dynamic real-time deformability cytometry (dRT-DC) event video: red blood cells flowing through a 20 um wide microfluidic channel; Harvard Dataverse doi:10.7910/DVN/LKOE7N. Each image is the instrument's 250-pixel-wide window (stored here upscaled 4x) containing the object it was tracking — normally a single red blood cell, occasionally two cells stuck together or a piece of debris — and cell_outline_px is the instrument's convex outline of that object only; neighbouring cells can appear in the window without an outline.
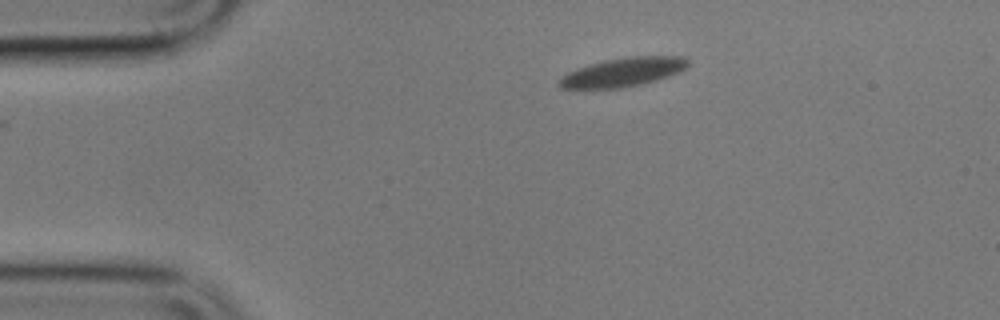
{"species": "common noctule bat (a hibernating species)", "species_latin": "Nyctalus noctula", "temperature_condition": "cold", "stored_images_in_passage": 2, "camera_frame_rate_fps": 3000, "um_per_image_px": 0.085, "animal": {"sex": "male", "body_mass_g": 17.9}, "frame": {"image": 1, "passage_image": 2, "time_ms": 2.0, "image_size_px": [1000, 320], "cell_outline_px": [[688, 68], [680, 72], [644, 84], [620, 88], [560, 88], [556, 84], [560, 76], [568, 72], [604, 60], [628, 56], [684, 56], [688, 60]], "centroid_in_image_um": [52.98, 6.13], "position_along_channel_um": 32.0, "area_um2": 21.73}}